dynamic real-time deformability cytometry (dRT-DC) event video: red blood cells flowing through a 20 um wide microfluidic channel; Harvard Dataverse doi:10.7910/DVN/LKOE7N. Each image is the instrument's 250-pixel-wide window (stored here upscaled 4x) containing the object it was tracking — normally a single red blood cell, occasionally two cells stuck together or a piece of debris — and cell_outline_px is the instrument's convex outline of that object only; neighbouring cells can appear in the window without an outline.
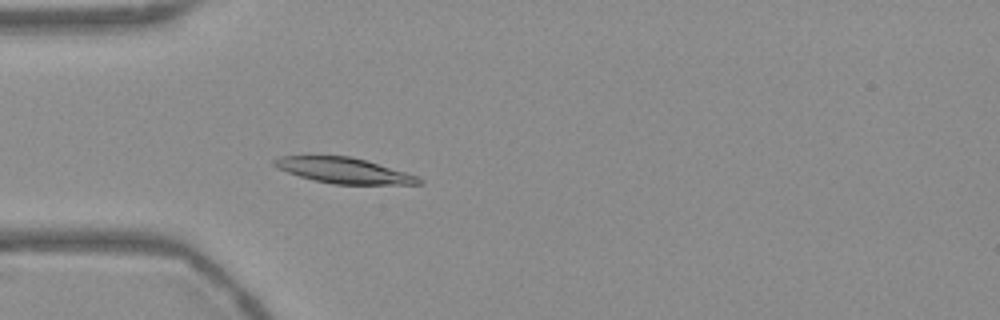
{"species": "Egyptian fruit bat (a non-hibernating species)", "species_latin": "Rousettus aegyptiacus", "temperature_condition": "warm", "stored_images_in_passage": 55, "camera_frame_rate_fps": 3000, "um_per_image_px": 0.085, "frame": {"image": 1, "passage_image": 16, "time_ms": 5.0, "image_size_px": [1000, 320], "cell_outline_px": [[424, 184], [332, 184], [300, 176], [276, 168], [272, 164], [272, 160], [280, 156], [352, 156], [404, 172], [416, 176], [424, 180]], "centroid_in_image_um": [29.2, 14.49], "position_along_channel_um": 55.8, "area_um2": 21.27}}
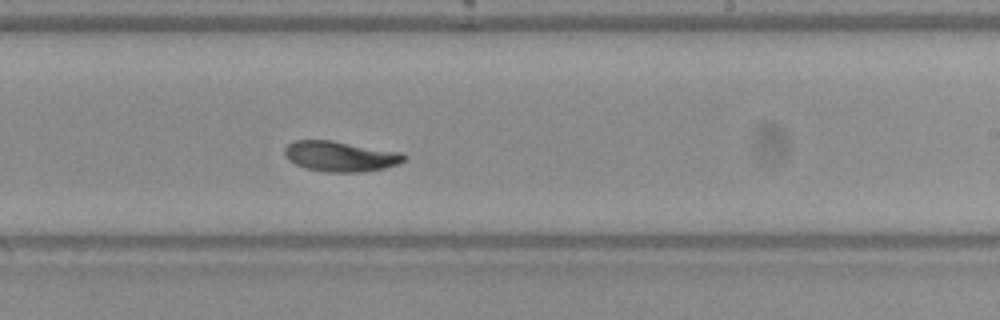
{"frame": {"image": 2, "passage_image": 33, "time_ms": 10.667, "image_size_px": [1000, 320], "cell_outline_px": [[404, 160], [400, 164], [384, 168], [360, 172], [328, 172], [308, 168], [296, 164], [288, 160], [284, 156], [284, 148], [288, 144], [296, 140], [332, 140], [400, 152], [404, 156]], "centroid_in_image_um": [28.9, 13.28], "position_along_channel_um": 260.1, "area_um2": 20.98}}
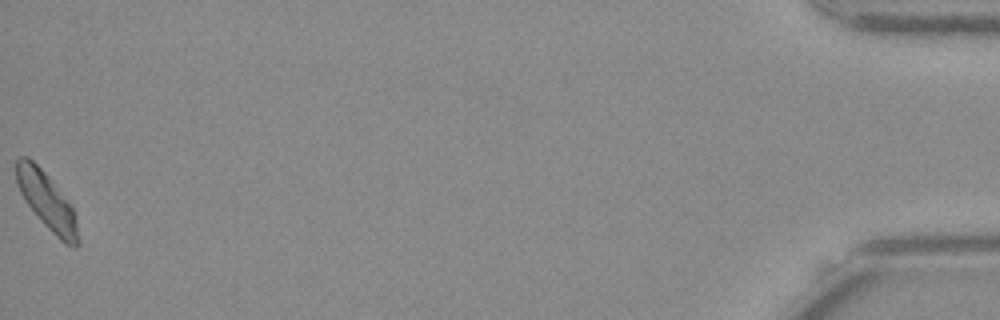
{"frame": {"image": 3, "passage_image": 55, "time_ms": 18.0, "image_size_px": [1000, 320], "cell_outline_px": [[80, 244], [76, 248], [72, 248], [64, 244], [44, 224], [28, 204], [20, 192], [16, 184], [16, 160], [20, 156], [28, 156], [48, 176], [76, 212], [80, 240]], "centroid_in_image_um": [4.03, 17.14], "position_along_channel_um": 431.2, "area_um2": 20.58}, "authors_computed_cell_mechanics": {"area_um2": 21.0392, "velocity_mm_per_s": 3.7045, "shape_relaxation_time_tau1_ms": 5.7988, "shape_relaxation_time_tau2_ms": null, "deformation_change_tau1": 0.1373, "deformation_change_tau2": null}}